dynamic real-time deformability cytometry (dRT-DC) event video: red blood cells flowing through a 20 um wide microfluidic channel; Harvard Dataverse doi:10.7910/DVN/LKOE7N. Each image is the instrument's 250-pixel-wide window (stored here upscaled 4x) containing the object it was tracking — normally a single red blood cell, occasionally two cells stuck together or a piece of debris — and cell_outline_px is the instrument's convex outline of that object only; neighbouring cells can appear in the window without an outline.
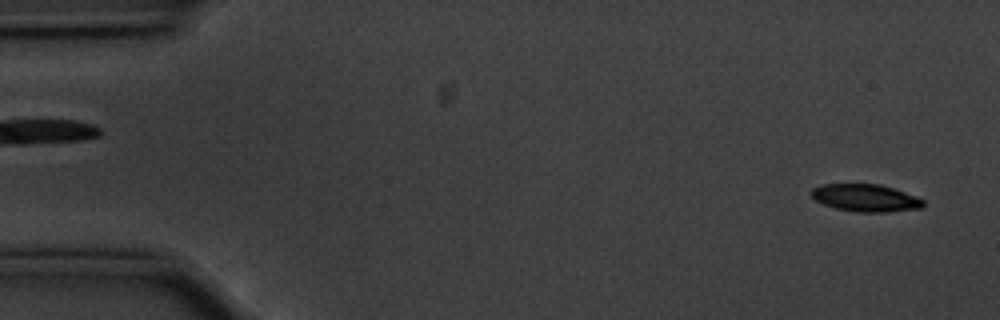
{"species": "common noctule bat (a hibernating species)", "species_latin": "Nyctalus noctula", "temperature_condition": "cold", "stored_images_in_passage": 54, "camera_frame_rate_fps": 3000, "um_per_image_px": 0.085, "animal": {"sex": "male", "body_mass_g": 20.1, "forearm_length_mm": 53.5}, "frame": {"image": 1, "passage_image": 1, "time_ms": 0.0, "image_size_px": [1000, 320], "cell_outline_px": [[924, 208], [888, 212], [856, 212], [836, 208], [824, 204], [816, 200], [812, 196], [812, 188], [820, 184], [880, 184], [904, 192], [924, 200]], "centroid_in_image_um": [73.59, 16.82], "position_along_channel_um": 11.4, "area_um2": 17.8}}
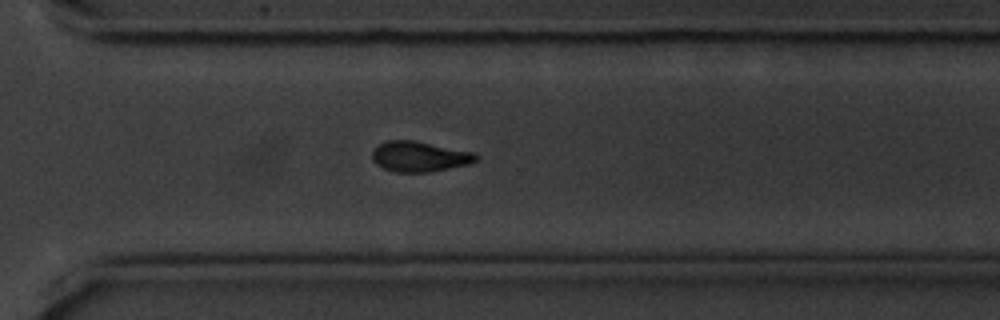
{"frame": {"image": 2, "passage_image": 38, "time_ms": 12.333, "image_size_px": [1000, 320], "cell_outline_px": [[480, 160], [468, 164], [428, 172], [396, 172], [384, 168], [376, 164], [372, 160], [372, 152], [380, 144], [388, 140], [412, 140], [476, 152], [480, 156]], "centroid_in_image_um": [35.7, 13.3], "position_along_channel_um": 334.9, "area_um2": 18.38}}
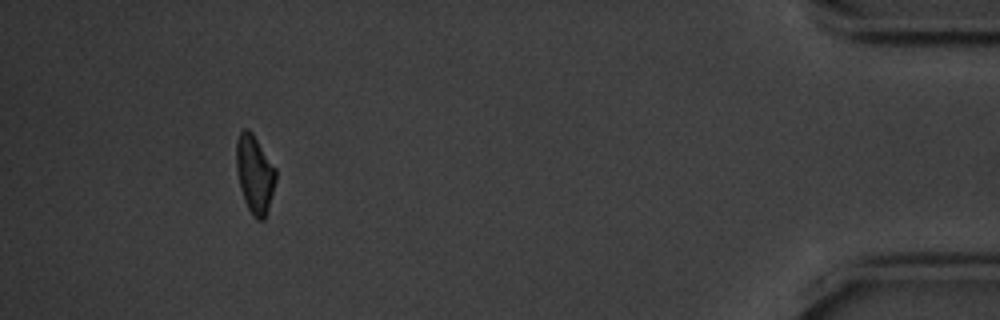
{"frame": {"image": 3, "passage_image": 50, "time_ms": 16.333, "image_size_px": [1000, 320], "cell_outline_px": [[276, 180], [268, 208], [264, 220], [256, 220], [248, 208], [244, 200], [240, 188], [236, 168], [236, 140], [240, 132], [244, 128], [248, 128], [252, 132], [276, 168]], "centroid_in_image_um": [21.64, 14.78], "position_along_channel_um": 413.6, "area_um2": 17.98}, "authors_computed_cell_mechanics": {"area_um2": 18.6694, "velocity_mm_per_s": 3.5537, "shape_relaxation_time_tau1_ms": 2.8826, "shape_relaxation_time_tau2_ms": null, "deformation_change_tau1": 0.1318, "deformation_change_tau2": null}}